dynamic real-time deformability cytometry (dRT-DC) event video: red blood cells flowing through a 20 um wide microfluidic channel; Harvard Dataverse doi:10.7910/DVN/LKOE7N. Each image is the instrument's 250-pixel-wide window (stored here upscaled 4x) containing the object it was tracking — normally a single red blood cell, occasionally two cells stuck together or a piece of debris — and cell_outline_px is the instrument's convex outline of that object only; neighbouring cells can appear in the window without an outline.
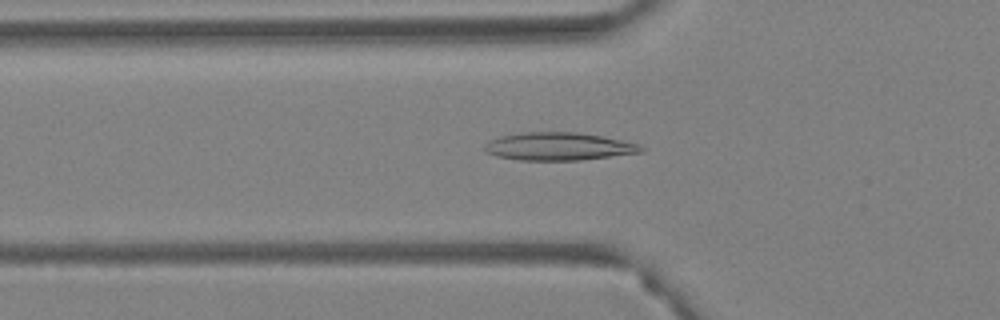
{"species": "Egyptian fruit bat (a non-hibernating species)", "species_latin": "Rousettus aegyptiacus", "temperature_condition": "warm", "stored_images_in_passage": 41, "camera_frame_rate_fps": 3000, "um_per_image_px": 0.085, "animal": {"sex": "female"}, "frame": {"image": 1, "passage_image": 5, "time_ms": 1.333, "image_size_px": [1000, 320], "cell_outline_px": [[644, 152], [580, 160], [520, 160], [496, 156], [484, 152], [484, 144], [488, 140], [500, 136], [524, 132], [576, 132], [604, 136], [640, 144], [644, 148]], "centroid_in_image_um": [47.47, 12.44], "position_along_channel_um": 78.3, "area_um2": 25.61}}
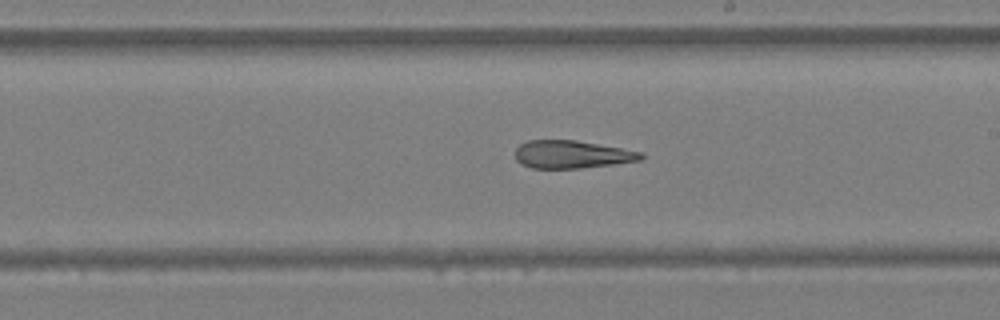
{"frame": {"image": 2, "passage_image": 18, "time_ms": 5.667, "image_size_px": [1000, 320], "cell_outline_px": [[644, 156], [640, 160], [612, 164], [580, 168], [532, 168], [520, 164], [516, 160], [516, 148], [520, 144], [528, 140], [576, 140], [644, 152]], "centroid_in_image_um": [48.59, 13.12], "position_along_channel_um": 240.4, "area_um2": 20.35}}
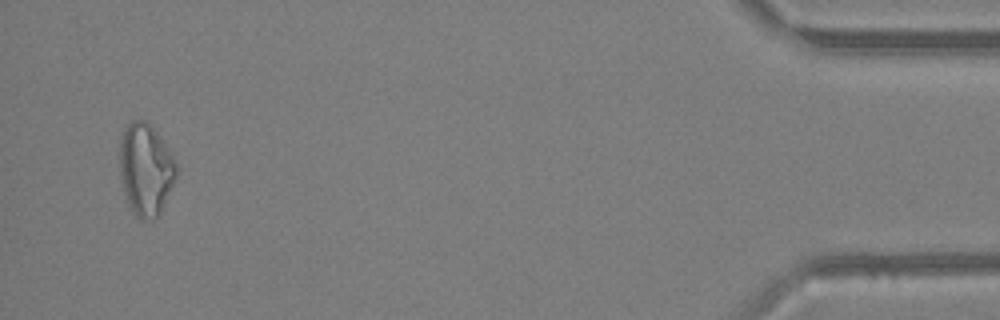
{"frame": {"image": 3, "passage_image": 39, "time_ms": 12.667, "image_size_px": [1000, 320], "cell_outline_px": [[176, 180], [160, 216], [144, 220], [140, 220], [132, 212], [128, 204], [124, 192], [120, 176], [116, 156], [120, 140], [124, 128], [132, 120], [144, 120], [160, 136], [176, 160]], "centroid_in_image_um": [12.36, 14.42], "position_along_channel_um": 422.8, "area_um2": 31.15}, "authors_computed_cell_mechanics": {"area_um2": 22.3686, "velocity_mm_per_s": 3.734, "shape_relaxation_time_tau1_ms": null, "shape_relaxation_time_tau2_ms": 3.2516, "deformation_change_tau1": null, "deformation_change_tau2": 0.1369}}